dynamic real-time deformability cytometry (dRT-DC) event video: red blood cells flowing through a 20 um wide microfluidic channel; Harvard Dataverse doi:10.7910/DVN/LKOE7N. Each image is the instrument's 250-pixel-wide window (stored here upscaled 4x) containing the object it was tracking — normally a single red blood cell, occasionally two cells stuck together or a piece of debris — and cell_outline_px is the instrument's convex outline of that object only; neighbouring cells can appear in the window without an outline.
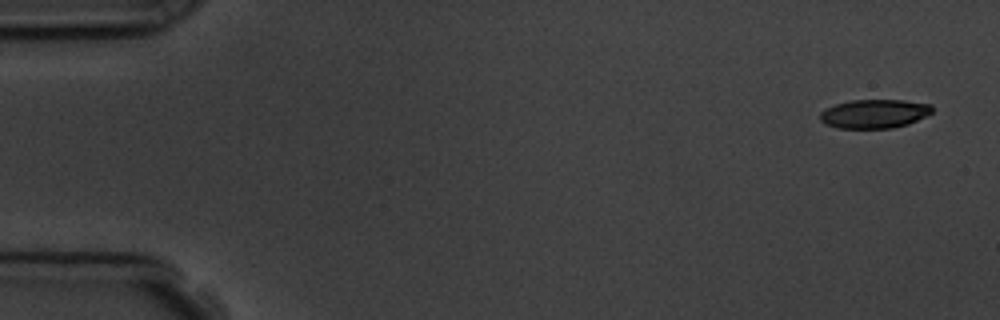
{"species": "common noctule bat (a hibernating species)", "species_latin": "Nyctalus noctula", "temperature_condition": "room temperature", "stored_images_in_passage": 5, "camera_frame_rate_fps": 3000, "um_per_image_px": 0.085, "animal": {"sex": "male", "body_mass_g": 19.5, "forearm_length_mm": 54.6}, "frame": {"image": 1, "passage_image": 1, "time_ms": 0.0, "image_size_px": [1000, 320], "cell_outline_px": [[932, 112], [908, 124], [892, 128], [836, 128], [824, 124], [820, 120], [820, 112], [836, 104], [852, 100], [904, 100], [932, 104]], "centroid_in_image_um": [74.31, 9.67], "position_along_channel_um": 10.7, "area_um2": 18.79}}
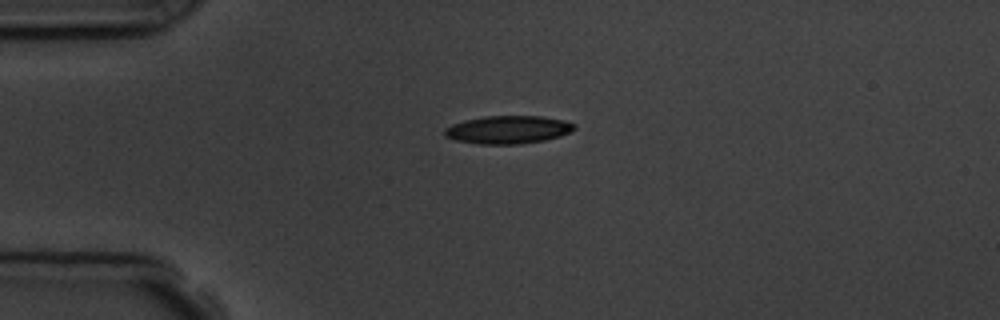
{"frame": {"image": 2, "passage_image": 4, "time_ms": 3.667, "image_size_px": [1000, 320], "cell_outline_px": [[576, 128], [572, 132], [560, 136], [544, 140], [520, 144], [480, 144], [456, 140], [444, 136], [444, 128], [452, 124], [464, 120], [484, 116], [540, 116], [564, 120], [576, 124]], "centroid_in_image_um": [43.19, 11.02], "position_along_channel_um": 41.8, "area_um2": 21.27}}